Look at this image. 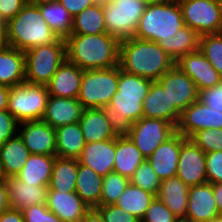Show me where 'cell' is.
I'll use <instances>...</instances> for the list:
<instances>
[{
	"mask_svg": "<svg viewBox=\"0 0 222 222\" xmlns=\"http://www.w3.org/2000/svg\"><path fill=\"white\" fill-rule=\"evenodd\" d=\"M130 183L157 196L161 180L146 159L130 178Z\"/></svg>",
	"mask_w": 222,
	"mask_h": 222,
	"instance_id": "ab89813d",
	"label": "cell"
},
{
	"mask_svg": "<svg viewBox=\"0 0 222 222\" xmlns=\"http://www.w3.org/2000/svg\"><path fill=\"white\" fill-rule=\"evenodd\" d=\"M155 197L154 194L129 183L114 204L141 221Z\"/></svg>",
	"mask_w": 222,
	"mask_h": 222,
	"instance_id": "e575fe53",
	"label": "cell"
},
{
	"mask_svg": "<svg viewBox=\"0 0 222 222\" xmlns=\"http://www.w3.org/2000/svg\"><path fill=\"white\" fill-rule=\"evenodd\" d=\"M82 77L83 70L66 59L46 84L49 95L78 98Z\"/></svg>",
	"mask_w": 222,
	"mask_h": 222,
	"instance_id": "603a6c76",
	"label": "cell"
},
{
	"mask_svg": "<svg viewBox=\"0 0 222 222\" xmlns=\"http://www.w3.org/2000/svg\"><path fill=\"white\" fill-rule=\"evenodd\" d=\"M0 30L4 33L6 30V22L4 21V19L1 17L0 15Z\"/></svg>",
	"mask_w": 222,
	"mask_h": 222,
	"instance_id": "680465c9",
	"label": "cell"
},
{
	"mask_svg": "<svg viewBox=\"0 0 222 222\" xmlns=\"http://www.w3.org/2000/svg\"><path fill=\"white\" fill-rule=\"evenodd\" d=\"M186 140L187 138L176 131L147 158L161 181L176 176L181 145Z\"/></svg>",
	"mask_w": 222,
	"mask_h": 222,
	"instance_id": "ac0fdd59",
	"label": "cell"
},
{
	"mask_svg": "<svg viewBox=\"0 0 222 222\" xmlns=\"http://www.w3.org/2000/svg\"><path fill=\"white\" fill-rule=\"evenodd\" d=\"M46 206L61 222H81L90 210L76 192L47 191Z\"/></svg>",
	"mask_w": 222,
	"mask_h": 222,
	"instance_id": "ffe728a7",
	"label": "cell"
},
{
	"mask_svg": "<svg viewBox=\"0 0 222 222\" xmlns=\"http://www.w3.org/2000/svg\"><path fill=\"white\" fill-rule=\"evenodd\" d=\"M130 179L119 173L110 172L103 177L100 205L114 204L124 192Z\"/></svg>",
	"mask_w": 222,
	"mask_h": 222,
	"instance_id": "74e56055",
	"label": "cell"
},
{
	"mask_svg": "<svg viewBox=\"0 0 222 222\" xmlns=\"http://www.w3.org/2000/svg\"><path fill=\"white\" fill-rule=\"evenodd\" d=\"M78 160L56 157L48 191L75 192Z\"/></svg>",
	"mask_w": 222,
	"mask_h": 222,
	"instance_id": "836d02e7",
	"label": "cell"
},
{
	"mask_svg": "<svg viewBox=\"0 0 222 222\" xmlns=\"http://www.w3.org/2000/svg\"><path fill=\"white\" fill-rule=\"evenodd\" d=\"M199 99L205 105L222 113V83L199 92Z\"/></svg>",
	"mask_w": 222,
	"mask_h": 222,
	"instance_id": "7dc6e473",
	"label": "cell"
},
{
	"mask_svg": "<svg viewBox=\"0 0 222 222\" xmlns=\"http://www.w3.org/2000/svg\"><path fill=\"white\" fill-rule=\"evenodd\" d=\"M152 81L120 69L117 92L106 108L122 131L143 117V100Z\"/></svg>",
	"mask_w": 222,
	"mask_h": 222,
	"instance_id": "277c9868",
	"label": "cell"
},
{
	"mask_svg": "<svg viewBox=\"0 0 222 222\" xmlns=\"http://www.w3.org/2000/svg\"><path fill=\"white\" fill-rule=\"evenodd\" d=\"M205 167L208 183H222V151L206 153Z\"/></svg>",
	"mask_w": 222,
	"mask_h": 222,
	"instance_id": "7bdbcfd3",
	"label": "cell"
},
{
	"mask_svg": "<svg viewBox=\"0 0 222 222\" xmlns=\"http://www.w3.org/2000/svg\"><path fill=\"white\" fill-rule=\"evenodd\" d=\"M25 82L46 85L66 60L65 39L32 47L24 52Z\"/></svg>",
	"mask_w": 222,
	"mask_h": 222,
	"instance_id": "52a82bcc",
	"label": "cell"
},
{
	"mask_svg": "<svg viewBox=\"0 0 222 222\" xmlns=\"http://www.w3.org/2000/svg\"><path fill=\"white\" fill-rule=\"evenodd\" d=\"M147 4L144 0H112L103 6L106 32L119 42L133 38Z\"/></svg>",
	"mask_w": 222,
	"mask_h": 222,
	"instance_id": "ba28073f",
	"label": "cell"
},
{
	"mask_svg": "<svg viewBox=\"0 0 222 222\" xmlns=\"http://www.w3.org/2000/svg\"><path fill=\"white\" fill-rule=\"evenodd\" d=\"M199 51L222 76V33L202 35Z\"/></svg>",
	"mask_w": 222,
	"mask_h": 222,
	"instance_id": "f35d334b",
	"label": "cell"
},
{
	"mask_svg": "<svg viewBox=\"0 0 222 222\" xmlns=\"http://www.w3.org/2000/svg\"><path fill=\"white\" fill-rule=\"evenodd\" d=\"M207 222H222V215H219L217 217L211 218L209 221Z\"/></svg>",
	"mask_w": 222,
	"mask_h": 222,
	"instance_id": "91938a15",
	"label": "cell"
},
{
	"mask_svg": "<svg viewBox=\"0 0 222 222\" xmlns=\"http://www.w3.org/2000/svg\"><path fill=\"white\" fill-rule=\"evenodd\" d=\"M205 129H222V113L198 99L181 112L176 131L190 139L196 132Z\"/></svg>",
	"mask_w": 222,
	"mask_h": 222,
	"instance_id": "7c38bea8",
	"label": "cell"
},
{
	"mask_svg": "<svg viewBox=\"0 0 222 222\" xmlns=\"http://www.w3.org/2000/svg\"><path fill=\"white\" fill-rule=\"evenodd\" d=\"M86 144L116 138L122 129L106 108H86L79 120Z\"/></svg>",
	"mask_w": 222,
	"mask_h": 222,
	"instance_id": "5bb4252c",
	"label": "cell"
},
{
	"mask_svg": "<svg viewBox=\"0 0 222 222\" xmlns=\"http://www.w3.org/2000/svg\"><path fill=\"white\" fill-rule=\"evenodd\" d=\"M65 43L66 59L82 70L113 68L119 65L120 42L107 32L70 34Z\"/></svg>",
	"mask_w": 222,
	"mask_h": 222,
	"instance_id": "6da1fadb",
	"label": "cell"
},
{
	"mask_svg": "<svg viewBox=\"0 0 222 222\" xmlns=\"http://www.w3.org/2000/svg\"><path fill=\"white\" fill-rule=\"evenodd\" d=\"M179 219L157 197L147 208L141 222H178Z\"/></svg>",
	"mask_w": 222,
	"mask_h": 222,
	"instance_id": "b9f144b4",
	"label": "cell"
},
{
	"mask_svg": "<svg viewBox=\"0 0 222 222\" xmlns=\"http://www.w3.org/2000/svg\"><path fill=\"white\" fill-rule=\"evenodd\" d=\"M67 11L72 15L76 16L82 12L85 8L94 5L93 0H57Z\"/></svg>",
	"mask_w": 222,
	"mask_h": 222,
	"instance_id": "681fc988",
	"label": "cell"
},
{
	"mask_svg": "<svg viewBox=\"0 0 222 222\" xmlns=\"http://www.w3.org/2000/svg\"><path fill=\"white\" fill-rule=\"evenodd\" d=\"M219 215L221 213L215 203L212 183L206 182L189 188L185 221L207 222Z\"/></svg>",
	"mask_w": 222,
	"mask_h": 222,
	"instance_id": "d6986e66",
	"label": "cell"
},
{
	"mask_svg": "<svg viewBox=\"0 0 222 222\" xmlns=\"http://www.w3.org/2000/svg\"><path fill=\"white\" fill-rule=\"evenodd\" d=\"M17 128L19 122L13 115L8 110H0V145L18 134Z\"/></svg>",
	"mask_w": 222,
	"mask_h": 222,
	"instance_id": "bcb514c9",
	"label": "cell"
},
{
	"mask_svg": "<svg viewBox=\"0 0 222 222\" xmlns=\"http://www.w3.org/2000/svg\"><path fill=\"white\" fill-rule=\"evenodd\" d=\"M116 152V138L85 144L80 157V164L93 169L99 176L113 172Z\"/></svg>",
	"mask_w": 222,
	"mask_h": 222,
	"instance_id": "44dd1931",
	"label": "cell"
},
{
	"mask_svg": "<svg viewBox=\"0 0 222 222\" xmlns=\"http://www.w3.org/2000/svg\"><path fill=\"white\" fill-rule=\"evenodd\" d=\"M5 181L10 208L22 211L33 205L46 204L48 185L33 186L17 177H8Z\"/></svg>",
	"mask_w": 222,
	"mask_h": 222,
	"instance_id": "cb8c5ba5",
	"label": "cell"
},
{
	"mask_svg": "<svg viewBox=\"0 0 222 222\" xmlns=\"http://www.w3.org/2000/svg\"><path fill=\"white\" fill-rule=\"evenodd\" d=\"M43 19L61 39H66L72 31L73 17L58 1L40 4Z\"/></svg>",
	"mask_w": 222,
	"mask_h": 222,
	"instance_id": "d590c367",
	"label": "cell"
},
{
	"mask_svg": "<svg viewBox=\"0 0 222 222\" xmlns=\"http://www.w3.org/2000/svg\"><path fill=\"white\" fill-rule=\"evenodd\" d=\"M1 179H3V177H2V174H1V171H0V180H1Z\"/></svg>",
	"mask_w": 222,
	"mask_h": 222,
	"instance_id": "be15d7a7",
	"label": "cell"
},
{
	"mask_svg": "<svg viewBox=\"0 0 222 222\" xmlns=\"http://www.w3.org/2000/svg\"><path fill=\"white\" fill-rule=\"evenodd\" d=\"M119 65L83 70L78 101L86 108H107L117 92Z\"/></svg>",
	"mask_w": 222,
	"mask_h": 222,
	"instance_id": "8992f818",
	"label": "cell"
},
{
	"mask_svg": "<svg viewBox=\"0 0 222 222\" xmlns=\"http://www.w3.org/2000/svg\"><path fill=\"white\" fill-rule=\"evenodd\" d=\"M4 43V33L0 30V46Z\"/></svg>",
	"mask_w": 222,
	"mask_h": 222,
	"instance_id": "94428289",
	"label": "cell"
},
{
	"mask_svg": "<svg viewBox=\"0 0 222 222\" xmlns=\"http://www.w3.org/2000/svg\"><path fill=\"white\" fill-rule=\"evenodd\" d=\"M185 25L200 36L222 33L220 0H178Z\"/></svg>",
	"mask_w": 222,
	"mask_h": 222,
	"instance_id": "30bf717a",
	"label": "cell"
},
{
	"mask_svg": "<svg viewBox=\"0 0 222 222\" xmlns=\"http://www.w3.org/2000/svg\"><path fill=\"white\" fill-rule=\"evenodd\" d=\"M25 222H61L46 204L33 205L22 210Z\"/></svg>",
	"mask_w": 222,
	"mask_h": 222,
	"instance_id": "ee69618b",
	"label": "cell"
},
{
	"mask_svg": "<svg viewBox=\"0 0 222 222\" xmlns=\"http://www.w3.org/2000/svg\"><path fill=\"white\" fill-rule=\"evenodd\" d=\"M144 1H147V2H152V1H155V0H144Z\"/></svg>",
	"mask_w": 222,
	"mask_h": 222,
	"instance_id": "6125c7cd",
	"label": "cell"
},
{
	"mask_svg": "<svg viewBox=\"0 0 222 222\" xmlns=\"http://www.w3.org/2000/svg\"><path fill=\"white\" fill-rule=\"evenodd\" d=\"M175 63L157 42L133 37L119 44L120 69L152 82L158 81Z\"/></svg>",
	"mask_w": 222,
	"mask_h": 222,
	"instance_id": "7a4b0ae2",
	"label": "cell"
},
{
	"mask_svg": "<svg viewBox=\"0 0 222 222\" xmlns=\"http://www.w3.org/2000/svg\"><path fill=\"white\" fill-rule=\"evenodd\" d=\"M0 222H25L22 211L8 208L0 213Z\"/></svg>",
	"mask_w": 222,
	"mask_h": 222,
	"instance_id": "f907efd6",
	"label": "cell"
},
{
	"mask_svg": "<svg viewBox=\"0 0 222 222\" xmlns=\"http://www.w3.org/2000/svg\"><path fill=\"white\" fill-rule=\"evenodd\" d=\"M30 152L16 134L0 145V171L3 179L15 177L27 162Z\"/></svg>",
	"mask_w": 222,
	"mask_h": 222,
	"instance_id": "83f0119b",
	"label": "cell"
},
{
	"mask_svg": "<svg viewBox=\"0 0 222 222\" xmlns=\"http://www.w3.org/2000/svg\"><path fill=\"white\" fill-rule=\"evenodd\" d=\"M189 188L177 176L161 181L157 198L179 219L185 220L187 215Z\"/></svg>",
	"mask_w": 222,
	"mask_h": 222,
	"instance_id": "484cf974",
	"label": "cell"
},
{
	"mask_svg": "<svg viewBox=\"0 0 222 222\" xmlns=\"http://www.w3.org/2000/svg\"><path fill=\"white\" fill-rule=\"evenodd\" d=\"M214 198L216 206L220 213H222V183L213 184Z\"/></svg>",
	"mask_w": 222,
	"mask_h": 222,
	"instance_id": "11a10c76",
	"label": "cell"
},
{
	"mask_svg": "<svg viewBox=\"0 0 222 222\" xmlns=\"http://www.w3.org/2000/svg\"><path fill=\"white\" fill-rule=\"evenodd\" d=\"M60 39L43 19L39 7L28 3L6 23L4 32V44L24 52Z\"/></svg>",
	"mask_w": 222,
	"mask_h": 222,
	"instance_id": "3957f363",
	"label": "cell"
},
{
	"mask_svg": "<svg viewBox=\"0 0 222 222\" xmlns=\"http://www.w3.org/2000/svg\"><path fill=\"white\" fill-rule=\"evenodd\" d=\"M10 208L8 201V188L5 179L0 180V213Z\"/></svg>",
	"mask_w": 222,
	"mask_h": 222,
	"instance_id": "816d5d0a",
	"label": "cell"
},
{
	"mask_svg": "<svg viewBox=\"0 0 222 222\" xmlns=\"http://www.w3.org/2000/svg\"><path fill=\"white\" fill-rule=\"evenodd\" d=\"M158 82L167 91L170 105H174L180 113L199 99L195 82L176 64Z\"/></svg>",
	"mask_w": 222,
	"mask_h": 222,
	"instance_id": "4fadbf2b",
	"label": "cell"
},
{
	"mask_svg": "<svg viewBox=\"0 0 222 222\" xmlns=\"http://www.w3.org/2000/svg\"><path fill=\"white\" fill-rule=\"evenodd\" d=\"M112 0H93L94 5L97 6H105L106 4L110 3Z\"/></svg>",
	"mask_w": 222,
	"mask_h": 222,
	"instance_id": "6f0895ef",
	"label": "cell"
},
{
	"mask_svg": "<svg viewBox=\"0 0 222 222\" xmlns=\"http://www.w3.org/2000/svg\"><path fill=\"white\" fill-rule=\"evenodd\" d=\"M180 114L174 105H170L167 91L162 85L158 81L152 82L143 100V117L162 119L176 127Z\"/></svg>",
	"mask_w": 222,
	"mask_h": 222,
	"instance_id": "d4e9b609",
	"label": "cell"
},
{
	"mask_svg": "<svg viewBox=\"0 0 222 222\" xmlns=\"http://www.w3.org/2000/svg\"><path fill=\"white\" fill-rule=\"evenodd\" d=\"M184 26L178 0H155L148 2L134 37L152 42L169 40Z\"/></svg>",
	"mask_w": 222,
	"mask_h": 222,
	"instance_id": "5b68a950",
	"label": "cell"
},
{
	"mask_svg": "<svg viewBox=\"0 0 222 222\" xmlns=\"http://www.w3.org/2000/svg\"><path fill=\"white\" fill-rule=\"evenodd\" d=\"M84 107L77 98L49 95L42 121L56 129L63 125L79 122Z\"/></svg>",
	"mask_w": 222,
	"mask_h": 222,
	"instance_id": "7402d4cb",
	"label": "cell"
},
{
	"mask_svg": "<svg viewBox=\"0 0 222 222\" xmlns=\"http://www.w3.org/2000/svg\"><path fill=\"white\" fill-rule=\"evenodd\" d=\"M27 4V0H0V15L7 23Z\"/></svg>",
	"mask_w": 222,
	"mask_h": 222,
	"instance_id": "c3c4849f",
	"label": "cell"
},
{
	"mask_svg": "<svg viewBox=\"0 0 222 222\" xmlns=\"http://www.w3.org/2000/svg\"><path fill=\"white\" fill-rule=\"evenodd\" d=\"M55 131L56 156L78 159L86 144L79 122L60 126Z\"/></svg>",
	"mask_w": 222,
	"mask_h": 222,
	"instance_id": "4dcf8cb0",
	"label": "cell"
},
{
	"mask_svg": "<svg viewBox=\"0 0 222 222\" xmlns=\"http://www.w3.org/2000/svg\"><path fill=\"white\" fill-rule=\"evenodd\" d=\"M200 35L187 25L180 28L169 40H159L157 44L177 62L182 56L199 50Z\"/></svg>",
	"mask_w": 222,
	"mask_h": 222,
	"instance_id": "d6a6232c",
	"label": "cell"
},
{
	"mask_svg": "<svg viewBox=\"0 0 222 222\" xmlns=\"http://www.w3.org/2000/svg\"><path fill=\"white\" fill-rule=\"evenodd\" d=\"M106 33L104 11L101 6L92 5L73 17L71 34Z\"/></svg>",
	"mask_w": 222,
	"mask_h": 222,
	"instance_id": "8d00e7d4",
	"label": "cell"
},
{
	"mask_svg": "<svg viewBox=\"0 0 222 222\" xmlns=\"http://www.w3.org/2000/svg\"><path fill=\"white\" fill-rule=\"evenodd\" d=\"M55 1H57V0H27V3L34 5V6H39L40 4L51 3V2H55Z\"/></svg>",
	"mask_w": 222,
	"mask_h": 222,
	"instance_id": "9f6ffc18",
	"label": "cell"
},
{
	"mask_svg": "<svg viewBox=\"0 0 222 222\" xmlns=\"http://www.w3.org/2000/svg\"><path fill=\"white\" fill-rule=\"evenodd\" d=\"M146 160L129 136L122 131L116 137L113 172L130 179L135 170Z\"/></svg>",
	"mask_w": 222,
	"mask_h": 222,
	"instance_id": "f1b7e54d",
	"label": "cell"
},
{
	"mask_svg": "<svg viewBox=\"0 0 222 222\" xmlns=\"http://www.w3.org/2000/svg\"><path fill=\"white\" fill-rule=\"evenodd\" d=\"M205 157L206 153L187 139L181 145L176 176L188 187L206 183Z\"/></svg>",
	"mask_w": 222,
	"mask_h": 222,
	"instance_id": "9a60e30c",
	"label": "cell"
},
{
	"mask_svg": "<svg viewBox=\"0 0 222 222\" xmlns=\"http://www.w3.org/2000/svg\"><path fill=\"white\" fill-rule=\"evenodd\" d=\"M81 222H104V219L95 208H92L84 215Z\"/></svg>",
	"mask_w": 222,
	"mask_h": 222,
	"instance_id": "db71d44e",
	"label": "cell"
},
{
	"mask_svg": "<svg viewBox=\"0 0 222 222\" xmlns=\"http://www.w3.org/2000/svg\"><path fill=\"white\" fill-rule=\"evenodd\" d=\"M25 82V55L9 45L0 46V85L9 87Z\"/></svg>",
	"mask_w": 222,
	"mask_h": 222,
	"instance_id": "4316f807",
	"label": "cell"
},
{
	"mask_svg": "<svg viewBox=\"0 0 222 222\" xmlns=\"http://www.w3.org/2000/svg\"><path fill=\"white\" fill-rule=\"evenodd\" d=\"M178 222H188V221H185V220H179Z\"/></svg>",
	"mask_w": 222,
	"mask_h": 222,
	"instance_id": "e7e4bbea",
	"label": "cell"
},
{
	"mask_svg": "<svg viewBox=\"0 0 222 222\" xmlns=\"http://www.w3.org/2000/svg\"><path fill=\"white\" fill-rule=\"evenodd\" d=\"M56 157V155L31 154L15 177L33 186L48 185Z\"/></svg>",
	"mask_w": 222,
	"mask_h": 222,
	"instance_id": "f546056e",
	"label": "cell"
},
{
	"mask_svg": "<svg viewBox=\"0 0 222 222\" xmlns=\"http://www.w3.org/2000/svg\"><path fill=\"white\" fill-rule=\"evenodd\" d=\"M19 126L18 134L30 154L56 155V131L49 124L34 120L19 123Z\"/></svg>",
	"mask_w": 222,
	"mask_h": 222,
	"instance_id": "2e32d148",
	"label": "cell"
},
{
	"mask_svg": "<svg viewBox=\"0 0 222 222\" xmlns=\"http://www.w3.org/2000/svg\"><path fill=\"white\" fill-rule=\"evenodd\" d=\"M175 64L195 82L198 92L222 83V76L199 50L185 54Z\"/></svg>",
	"mask_w": 222,
	"mask_h": 222,
	"instance_id": "e0dca14e",
	"label": "cell"
},
{
	"mask_svg": "<svg viewBox=\"0 0 222 222\" xmlns=\"http://www.w3.org/2000/svg\"><path fill=\"white\" fill-rule=\"evenodd\" d=\"M103 177L78 162L75 192L90 209L100 206Z\"/></svg>",
	"mask_w": 222,
	"mask_h": 222,
	"instance_id": "1f68e13d",
	"label": "cell"
},
{
	"mask_svg": "<svg viewBox=\"0 0 222 222\" xmlns=\"http://www.w3.org/2000/svg\"><path fill=\"white\" fill-rule=\"evenodd\" d=\"M10 87L5 85H0V110L8 109Z\"/></svg>",
	"mask_w": 222,
	"mask_h": 222,
	"instance_id": "f5cc1de1",
	"label": "cell"
},
{
	"mask_svg": "<svg viewBox=\"0 0 222 222\" xmlns=\"http://www.w3.org/2000/svg\"><path fill=\"white\" fill-rule=\"evenodd\" d=\"M123 131L147 159L176 132V127L162 119L142 117Z\"/></svg>",
	"mask_w": 222,
	"mask_h": 222,
	"instance_id": "8fae6325",
	"label": "cell"
},
{
	"mask_svg": "<svg viewBox=\"0 0 222 222\" xmlns=\"http://www.w3.org/2000/svg\"><path fill=\"white\" fill-rule=\"evenodd\" d=\"M205 153L222 151V129H205L190 138Z\"/></svg>",
	"mask_w": 222,
	"mask_h": 222,
	"instance_id": "60d3db41",
	"label": "cell"
},
{
	"mask_svg": "<svg viewBox=\"0 0 222 222\" xmlns=\"http://www.w3.org/2000/svg\"><path fill=\"white\" fill-rule=\"evenodd\" d=\"M95 209L101 214L104 222H141L138 218L128 214L115 204L100 205Z\"/></svg>",
	"mask_w": 222,
	"mask_h": 222,
	"instance_id": "f6af8a7d",
	"label": "cell"
},
{
	"mask_svg": "<svg viewBox=\"0 0 222 222\" xmlns=\"http://www.w3.org/2000/svg\"><path fill=\"white\" fill-rule=\"evenodd\" d=\"M48 98L46 85L24 82L10 87L7 110L19 123L41 120Z\"/></svg>",
	"mask_w": 222,
	"mask_h": 222,
	"instance_id": "9c48e42d",
	"label": "cell"
}]
</instances>
